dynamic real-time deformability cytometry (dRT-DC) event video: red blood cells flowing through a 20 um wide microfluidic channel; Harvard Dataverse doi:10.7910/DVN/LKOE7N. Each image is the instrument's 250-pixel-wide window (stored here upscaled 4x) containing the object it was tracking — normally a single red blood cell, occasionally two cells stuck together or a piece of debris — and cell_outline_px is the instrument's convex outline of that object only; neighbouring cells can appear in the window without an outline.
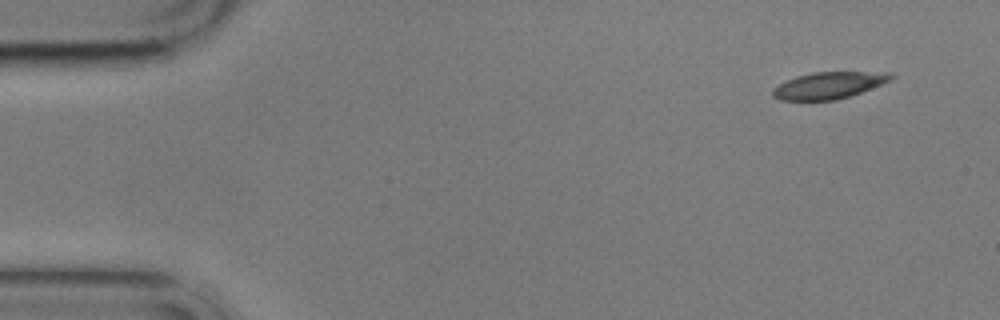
{"species": "common noctule bat (a hibernating species)", "species_latin": "Nyctalus noctula", "temperature_condition": "cold", "stored_images_in_passage": 4, "camera_frame_rate_fps": 3000, "um_per_image_px": 0.085, "animal": {"sex": "male", "body_mass_g": 17.9}, "frame": {"image": 1, "passage_image": 1, "time_ms": 0.0, "image_size_px": [1000, 320], "cell_outline_px": [[896, 76], [880, 84], [860, 92], [836, 100], [780, 100], [772, 96], [772, 88], [796, 76], [812, 72], [888, 72]], "centroid_in_image_um": [70.4, 7.25], "position_along_channel_um": 14.6, "area_um2": 18.15}}
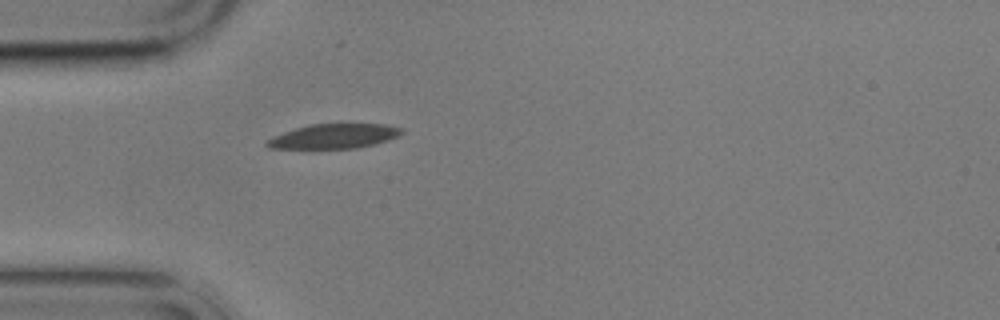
{"frame": {"image": 2, "passage_image": 4, "time_ms": 4.333, "image_size_px": [1000, 320], "cell_outline_px": [[404, 132], [400, 136], [376, 144], [356, 148], [268, 148], [264, 144], [264, 140], [272, 136], [308, 124], [384, 124], [404, 128]], "centroid_in_image_um": [28.4, 11.57], "position_along_channel_um": 56.6, "area_um2": 19.48}}